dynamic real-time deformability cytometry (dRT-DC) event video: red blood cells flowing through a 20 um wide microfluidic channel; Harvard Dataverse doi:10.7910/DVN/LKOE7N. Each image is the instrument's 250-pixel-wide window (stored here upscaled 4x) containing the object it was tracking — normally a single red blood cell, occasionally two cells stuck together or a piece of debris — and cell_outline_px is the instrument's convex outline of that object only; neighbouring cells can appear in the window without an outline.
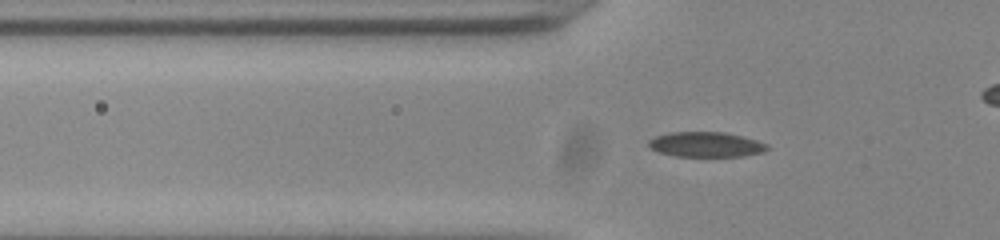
{"species": "common noctule bat (a hibernating species)", "species_latin": "Nyctalus noctula", "temperature_condition": "room temperature", "stored_images_in_passage": 48, "camera_frame_rate_fps": 3000, "um_per_image_px": 0.085, "animal": {"sex": "male", "body_mass_g": 20.0, "forearm_length_mm": 53.3}, "frame": {"image": 1, "passage_image": 19, "time_ms": 6.0, "image_size_px": [1000, 240], "cell_outline_px": [[768, 148], [764, 152], [744, 156], [676, 156], [660, 152], [652, 148], [648, 144], [648, 140], [656, 136], [672, 132], [724, 132], [756, 140], [768, 144]], "centroid_in_image_um": [60.03, 12.28], "position_along_channel_um": 65.8, "area_um2": 17.11}}
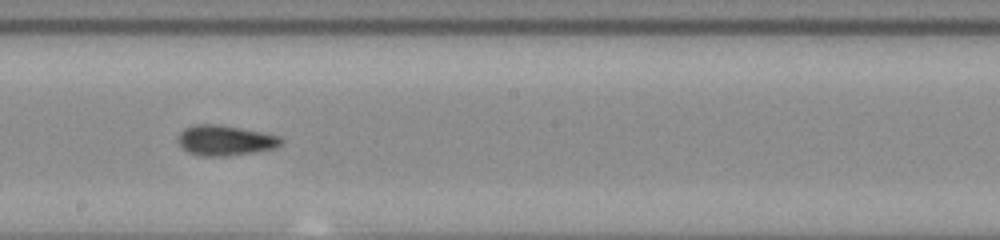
{"frame": {"image": 2, "passage_image": 32, "time_ms": 10.333, "image_size_px": [1000, 240], "cell_outline_px": [[284, 140], [276, 148], [256, 152], [228, 156], [196, 156], [180, 148], [176, 140], [180, 132], [184, 128], [192, 124], [216, 124], [240, 128], [280, 136]], "centroid_in_image_um": [19.08, 11.94], "position_along_channel_um": 229.1, "area_um2": 18.5}}
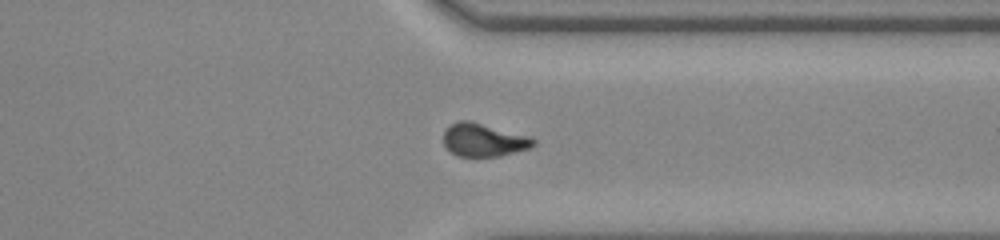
{"frame": {"image": 3, "passage_image": 43, "time_ms": 14.0, "image_size_px": [1000, 240], "cell_outline_px": [[536, 144], [532, 148], [500, 156], [476, 160], [456, 156], [444, 148], [444, 132], [448, 124], [460, 120], [472, 120], [532, 136], [536, 140]], "centroid_in_image_um": [41.11, 11.93], "position_along_channel_um": 370.3, "area_um2": 18.61}}